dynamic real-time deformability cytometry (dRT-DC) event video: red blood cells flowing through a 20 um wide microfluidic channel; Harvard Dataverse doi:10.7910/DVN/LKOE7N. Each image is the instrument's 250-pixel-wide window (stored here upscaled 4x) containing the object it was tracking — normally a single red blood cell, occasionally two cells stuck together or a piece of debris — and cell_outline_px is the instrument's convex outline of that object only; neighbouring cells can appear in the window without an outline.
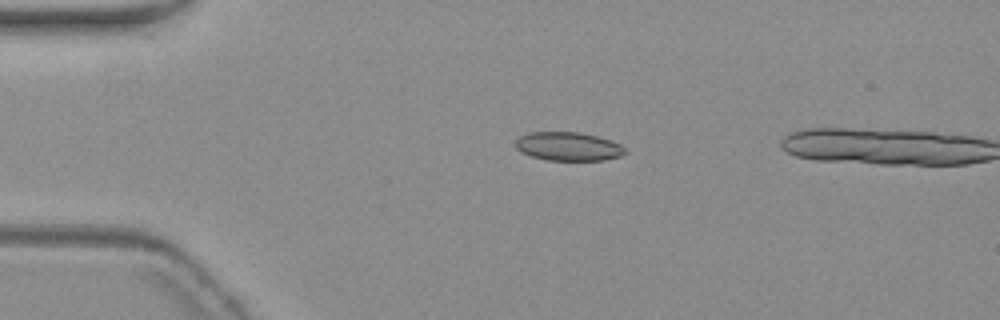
{"species": "common noctule bat (a hibernating species)", "species_latin": "Nyctalus noctula", "temperature_condition": "warm", "stored_images_in_passage": 4, "camera_frame_rate_fps": 3000, "um_per_image_px": 0.085, "animal": {"sex": "female", "body_mass_g": 19.3, "forearm_length_mm": 54.1}, "frame": {"image": 1, "passage_image": 3, "time_ms": 2.333, "image_size_px": [1000, 320], "cell_outline_px": [[628, 152], [620, 156], [604, 160], [548, 160], [532, 156], [520, 152], [516, 148], [516, 140], [520, 136], [528, 132], [580, 132], [612, 140], [620, 144]], "centroid_in_image_um": [48.31, 12.44], "position_along_channel_um": 36.7, "area_um2": 18.32}}